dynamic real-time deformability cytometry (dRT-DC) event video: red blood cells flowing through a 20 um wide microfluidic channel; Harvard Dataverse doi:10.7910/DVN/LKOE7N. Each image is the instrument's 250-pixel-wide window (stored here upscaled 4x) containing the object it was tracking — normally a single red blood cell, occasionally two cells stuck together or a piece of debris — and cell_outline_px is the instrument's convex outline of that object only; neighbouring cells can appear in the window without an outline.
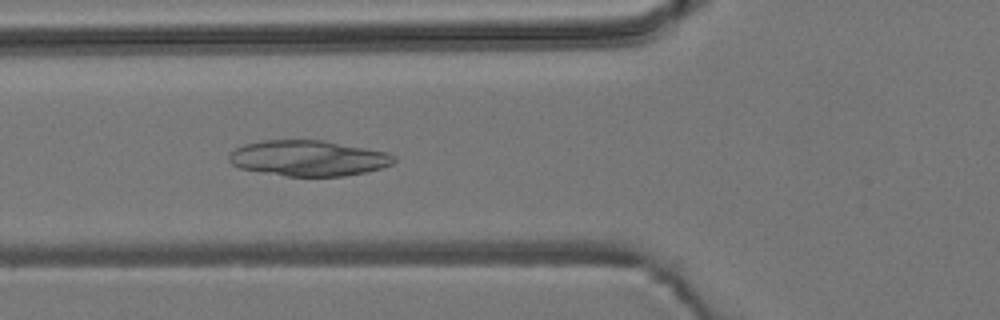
{"species": "common noctule bat (a hibernating species)", "species_latin": "Nyctalus noctula", "temperature_condition": "room temperature", "stored_images_in_passage": 31, "camera_frame_rate_fps": 3000, "um_per_image_px": 0.085, "animal": {"sex": "male", "body_mass_g": 19.2, "forearm_length_mm": 51.8}, "frame": {"image": 1, "passage_image": 19, "time_ms": 6.0, "image_size_px": [1000, 320], "cell_outline_px": [[396, 160], [392, 164], [384, 168], [368, 172], [344, 176], [288, 176], [260, 172], [240, 168], [232, 164], [228, 160], [228, 156], [236, 148], [244, 144], [260, 140], [324, 140], [388, 152], [396, 156]], "centroid_in_image_um": [26.25, 13.44], "position_along_channel_um": 99.6, "area_um2": 34.56}}
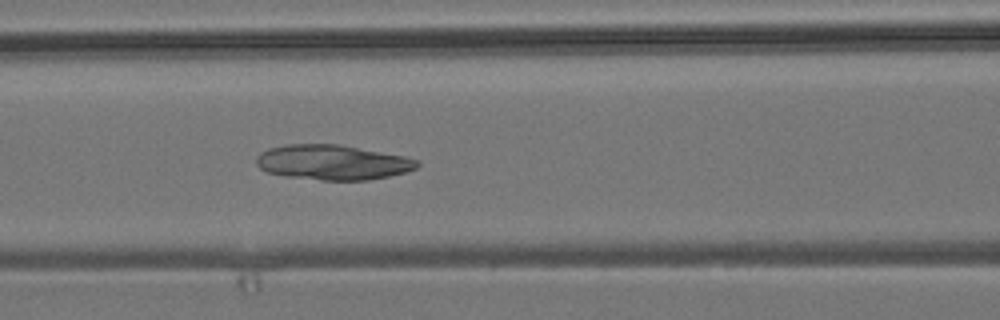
{"frame": {"image": 2, "passage_image": 22, "time_ms": 7.0, "image_size_px": [1000, 320], "cell_outline_px": [[420, 164], [416, 168], [404, 172], [388, 176], [368, 180], [320, 180], [284, 176], [268, 172], [260, 168], [256, 164], [256, 156], [260, 152], [268, 148], [288, 144], [340, 144], [404, 156], [420, 160]], "centroid_in_image_um": [28.25, 13.79], "position_along_channel_um": 138.3, "area_um2": 32.89}}